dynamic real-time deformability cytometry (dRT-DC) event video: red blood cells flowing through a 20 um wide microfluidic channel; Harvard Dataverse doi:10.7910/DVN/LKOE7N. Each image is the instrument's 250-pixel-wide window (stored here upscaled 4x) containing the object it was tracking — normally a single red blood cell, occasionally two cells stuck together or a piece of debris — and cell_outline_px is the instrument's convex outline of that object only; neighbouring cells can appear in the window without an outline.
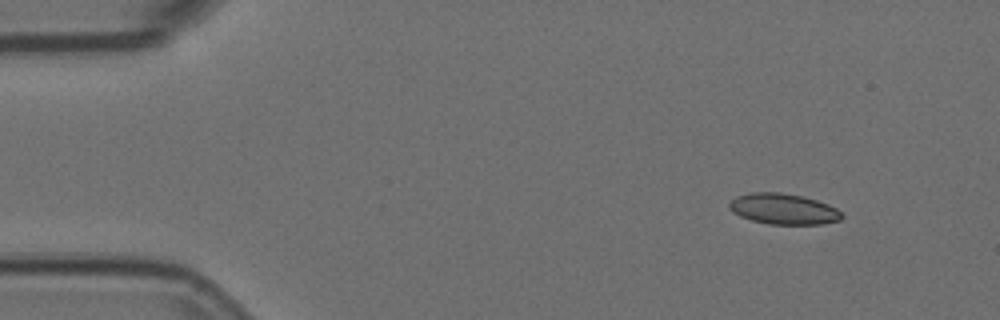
{"species": "Egyptian fruit bat (a non-hibernating species)", "species_latin": "Rousettus aegyptiacus", "temperature_condition": "room temperature", "stored_images_in_passage": 4, "camera_frame_rate_fps": 3000, "um_per_image_px": 0.085, "animal": {"sex": "female"}, "frame": {"image": 1, "passage_image": 1, "time_ms": 0.0, "image_size_px": [1000, 320], "cell_outline_px": [[844, 216], [840, 220], [820, 224], [768, 224], [752, 220], [740, 216], [732, 212], [728, 208], [728, 204], [736, 196], [752, 192], [780, 192], [804, 196], [828, 204], [836, 208]], "centroid_in_image_um": [66.57, 17.75], "position_along_channel_um": 18.4, "area_um2": 20.23}}
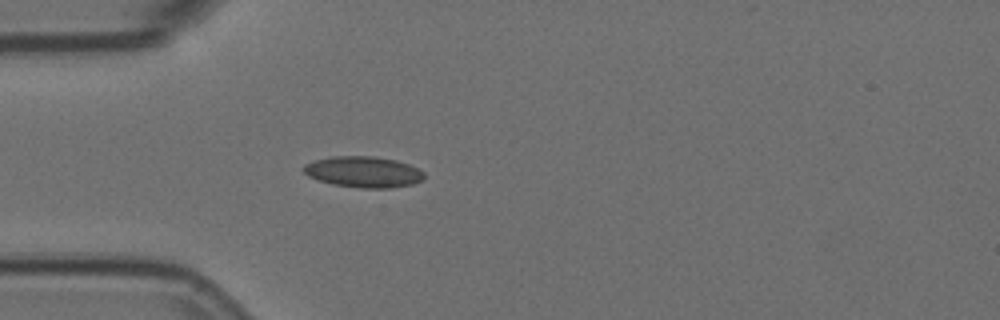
{"frame": {"image": 2, "passage_image": 4, "time_ms": 1.0, "image_size_px": [1000, 320], "cell_outline_px": [[424, 176], [420, 180], [412, 184], [392, 188], [360, 188], [332, 184], [316, 180], [308, 176], [300, 168], [304, 164], [312, 160], [332, 156], [372, 156], [396, 160], [408, 164], [424, 172]], "centroid_in_image_um": [30.82, 14.61], "position_along_channel_um": 54.2, "area_um2": 21.96}}